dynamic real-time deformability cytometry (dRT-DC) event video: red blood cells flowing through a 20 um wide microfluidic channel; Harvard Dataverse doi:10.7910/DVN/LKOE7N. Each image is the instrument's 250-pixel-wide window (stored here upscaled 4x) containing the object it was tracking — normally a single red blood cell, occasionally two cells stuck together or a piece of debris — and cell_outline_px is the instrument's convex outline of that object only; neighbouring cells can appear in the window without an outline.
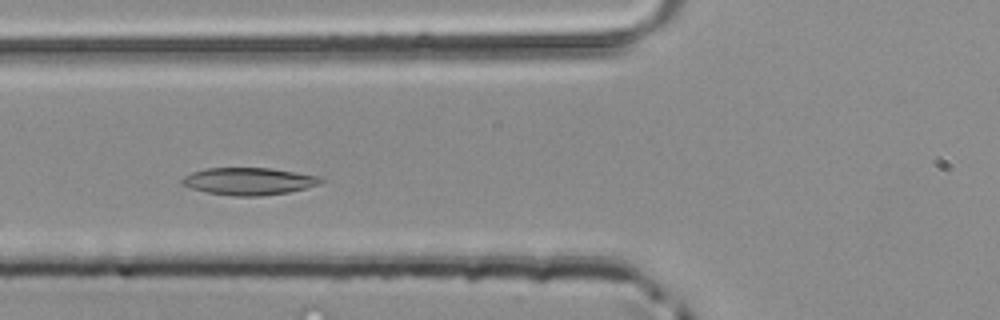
{"species": "common noctule bat (a hibernating species)", "species_latin": "Nyctalus noctula", "temperature_condition": "room temperature", "stored_images_in_passage": 38, "camera_frame_rate_fps": 3000, "um_per_image_px": 0.085, "animal": {"sex": "male", "body_mass_g": 20.4}, "frame": {"image": 1, "passage_image": 10, "time_ms": 3.0, "image_size_px": [1000, 320], "cell_outline_px": [[324, 180], [320, 184], [288, 192], [260, 196], [232, 196], [208, 192], [192, 188], [184, 184], [180, 180], [184, 176], [192, 172], [204, 168], [272, 168], [320, 176]], "centroid_in_image_um": [21.17, 15.4], "position_along_channel_um": 104.6, "area_um2": 21.96}}
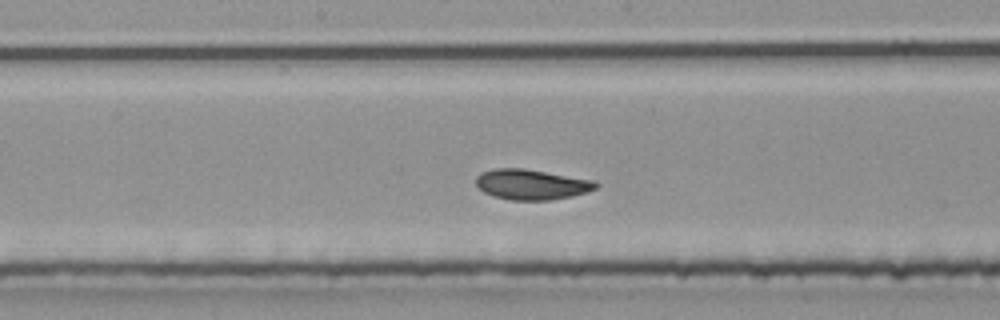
{"frame": {"image": 2, "passage_image": 17, "time_ms": 5.333, "image_size_px": [1000, 320], "cell_outline_px": [[600, 184], [596, 188], [588, 192], [572, 196], [552, 200], [512, 200], [492, 196], [484, 192], [476, 184], [476, 176], [480, 172], [496, 168], [524, 168], [596, 180]], "centroid_in_image_um": [45.21, 15.67], "position_along_channel_um": 203.0, "area_um2": 21.44}}
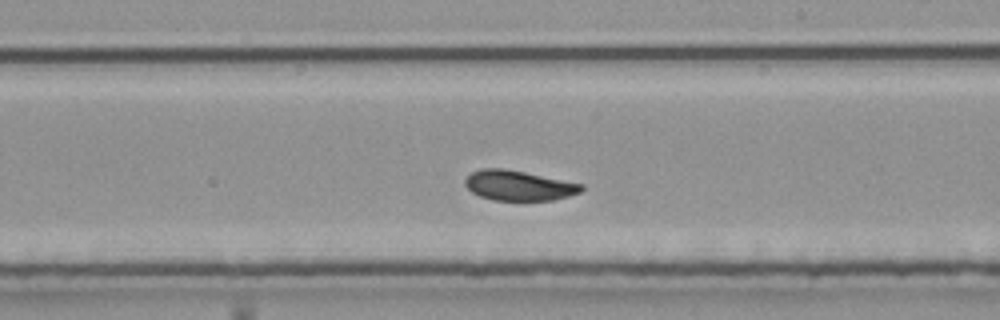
{"frame": {"image": 3, "passage_image": 20, "time_ms": 6.333, "image_size_px": [1000, 320], "cell_outline_px": [[584, 188], [580, 192], [568, 196], [552, 200], [492, 200], [480, 196], [472, 192], [464, 184], [464, 180], [472, 172], [484, 168], [504, 168], [584, 184]], "centroid_in_image_um": [44.08, 15.77], "position_along_channel_um": 244.9, "area_um2": 20.23}}